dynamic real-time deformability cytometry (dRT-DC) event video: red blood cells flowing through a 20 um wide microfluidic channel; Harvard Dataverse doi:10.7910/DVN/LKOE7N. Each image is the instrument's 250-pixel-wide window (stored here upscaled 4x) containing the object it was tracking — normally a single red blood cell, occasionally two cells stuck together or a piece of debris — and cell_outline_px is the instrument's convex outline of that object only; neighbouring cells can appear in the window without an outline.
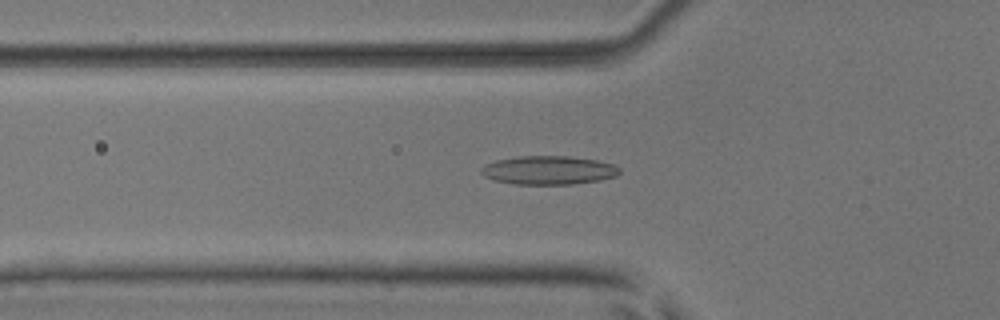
{"species": "common noctule bat (a hibernating species)", "species_latin": "Nyctalus noctula", "temperature_condition": "room temperature", "stored_images_in_passage": 41, "camera_frame_rate_fps": 3000, "um_per_image_px": 0.085, "animal": {"sex": "male", "body_mass_g": 17.9, "forearm_length_mm": 54.2}, "frame": {"image": 1, "passage_image": 8, "time_ms": 2.333, "image_size_px": [1000, 320], "cell_outline_px": [[620, 172], [616, 176], [600, 180], [572, 184], [516, 184], [496, 180], [484, 176], [480, 172], [480, 168], [484, 164], [496, 160], [516, 156], [568, 156], [596, 160], [612, 164], [620, 168]], "centroid_in_image_um": [46.61, 14.46], "position_along_channel_um": 79.2, "area_um2": 23.06}}
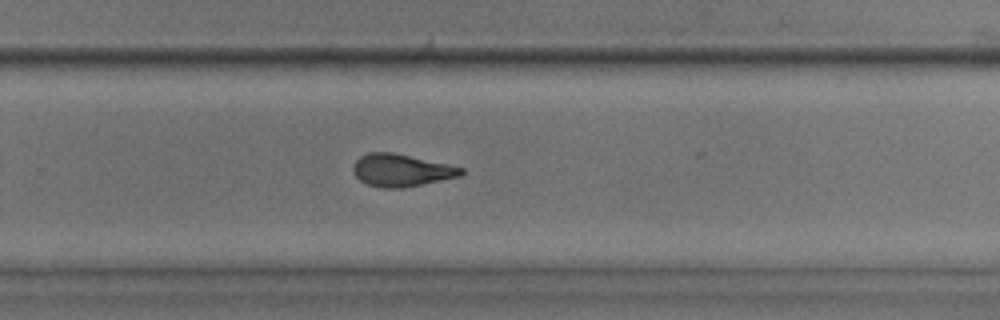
{"frame": {"image": 2, "passage_image": 24, "time_ms": 7.667, "image_size_px": [1000, 320], "cell_outline_px": [[464, 172], [460, 176], [400, 188], [380, 188], [368, 184], [360, 180], [356, 176], [352, 168], [356, 160], [360, 156], [368, 152], [392, 152], [448, 164], [464, 168]], "centroid_in_image_um": [34.08, 14.46], "position_along_channel_um": 295.7, "area_um2": 20.17}}
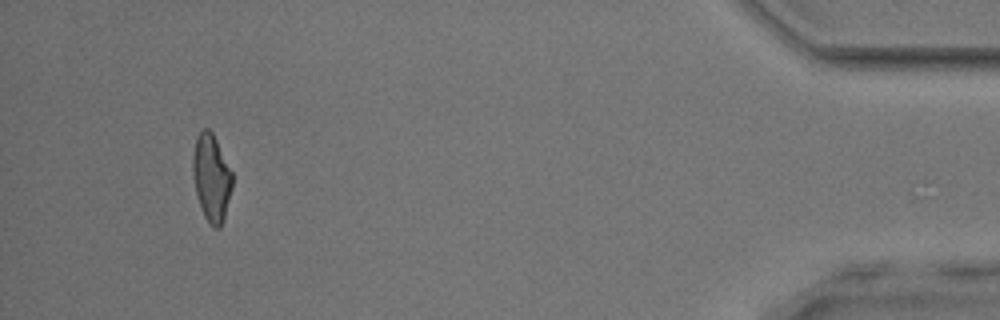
{"frame": {"image": 3, "passage_image": 38, "time_ms": 12.333, "image_size_px": [1000, 320], "cell_outline_px": [[232, 188], [224, 216], [220, 228], [216, 228], [204, 216], [196, 192], [192, 172], [192, 156], [196, 136], [204, 128], [208, 128], [212, 132], [232, 172]], "centroid_in_image_um": [17.96, 15.06], "position_along_channel_um": 417.2, "area_um2": 19.71}, "authors_computed_cell_mechanics": {"area_um2": 20.4034, "velocity_mm_per_s": 4.06, "shape_relaxation_time_tau1_ms": null, "shape_relaxation_time_tau2_ms": 2.0392, "deformation_change_tau1": null, "deformation_change_tau2": 0.1076}}